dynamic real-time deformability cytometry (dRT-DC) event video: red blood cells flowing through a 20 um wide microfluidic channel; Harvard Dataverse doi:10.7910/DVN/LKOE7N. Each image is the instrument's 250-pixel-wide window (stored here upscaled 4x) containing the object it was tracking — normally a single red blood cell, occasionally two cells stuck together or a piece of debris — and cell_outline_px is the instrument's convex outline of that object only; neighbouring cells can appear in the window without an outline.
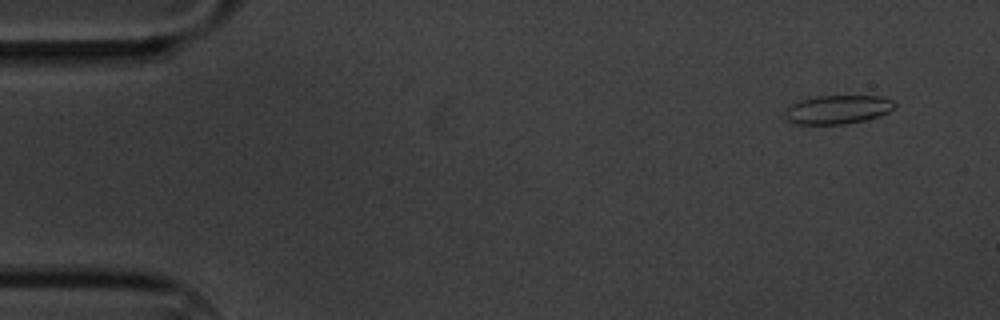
{"species": "common noctule bat (a hibernating species)", "species_latin": "Nyctalus noctula", "temperature_condition": "cold", "stored_images_in_passage": 7, "camera_frame_rate_fps": 3000, "um_per_image_px": 0.085, "animal": {"sex": "male", "body_mass_g": 20.1, "forearm_length_mm": 53.5}, "frame": {"image": 1, "passage_image": 1, "time_ms": 0.0, "image_size_px": [1000, 320], "cell_outline_px": [[896, 104], [888, 112], [864, 120], [844, 124], [800, 124], [788, 120], [784, 116], [784, 112], [792, 104], [800, 100], [816, 96], [880, 96], [892, 100]], "centroid_in_image_um": [71.18, 9.3], "position_along_channel_um": 13.8, "area_um2": 18.09}}
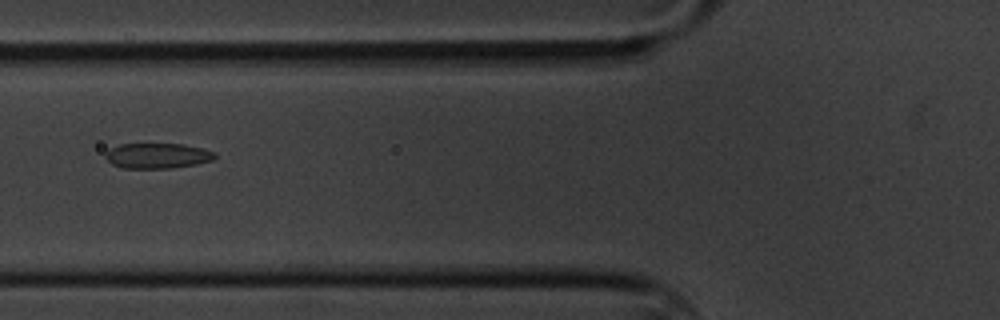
{"frame": {"image": 2, "passage_image": 6, "time_ms": 6.0, "image_size_px": [1000, 320], "cell_outline_px": [[216, 156], [212, 160], [196, 164], [172, 168], [120, 168], [112, 164], [104, 156], [104, 152], [108, 148], [120, 144], [184, 144], [216, 152]], "centroid_in_image_um": [13.33, 13.24], "position_along_channel_um": 112.5, "area_um2": 16.24}}
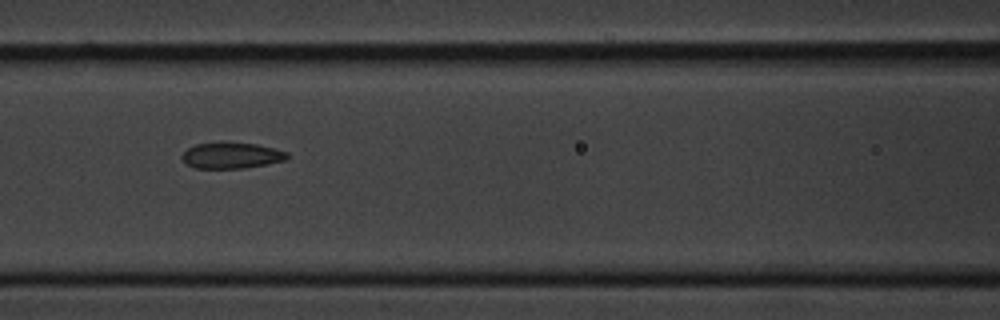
{"frame": {"image": 3, "passage_image": 7, "time_ms": 7.0, "image_size_px": [1000, 320], "cell_outline_px": [[288, 156], [284, 160], [268, 164], [244, 168], [196, 168], [188, 164], [180, 156], [188, 148], [196, 144], [220, 140], [224, 140], [256, 144], [276, 148], [288, 152]], "centroid_in_image_um": [19.68, 13.17], "position_along_channel_um": 146.9, "area_um2": 16.36}}